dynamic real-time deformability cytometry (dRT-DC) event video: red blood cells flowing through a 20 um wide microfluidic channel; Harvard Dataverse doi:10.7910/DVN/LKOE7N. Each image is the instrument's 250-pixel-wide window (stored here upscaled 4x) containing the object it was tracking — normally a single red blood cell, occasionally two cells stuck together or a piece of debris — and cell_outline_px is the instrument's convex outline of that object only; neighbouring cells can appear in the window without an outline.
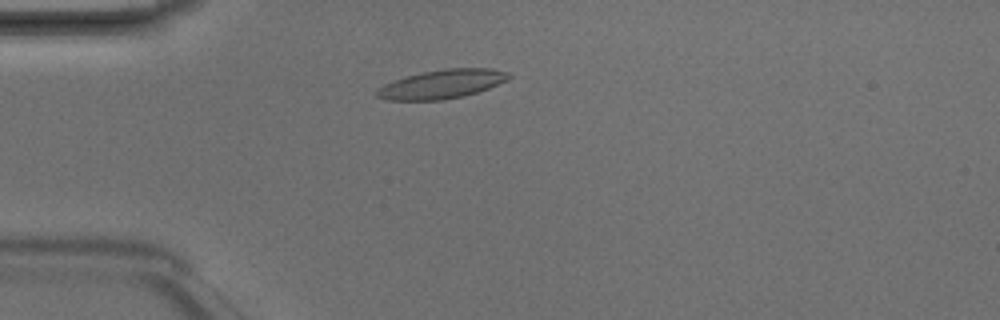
{"species": "Egyptian fruit bat (a non-hibernating species)", "species_latin": "Rousettus aegyptiacus", "temperature_condition": "room temperature", "stored_images_in_passage": 4, "camera_frame_rate_fps": 3000, "um_per_image_px": 0.085, "animal": {"sex": "male"}, "frame": {"image": 1, "passage_image": 3, "time_ms": 0.667, "image_size_px": [1000, 320], "cell_outline_px": [[512, 76], [508, 80], [488, 88], [464, 96], [444, 100], [388, 100], [376, 96], [376, 92], [384, 84], [408, 76], [424, 72], [444, 68], [488, 68], [508, 72]], "centroid_in_image_um": [37.6, 7.15], "position_along_channel_um": 47.4, "area_um2": 21.96}}